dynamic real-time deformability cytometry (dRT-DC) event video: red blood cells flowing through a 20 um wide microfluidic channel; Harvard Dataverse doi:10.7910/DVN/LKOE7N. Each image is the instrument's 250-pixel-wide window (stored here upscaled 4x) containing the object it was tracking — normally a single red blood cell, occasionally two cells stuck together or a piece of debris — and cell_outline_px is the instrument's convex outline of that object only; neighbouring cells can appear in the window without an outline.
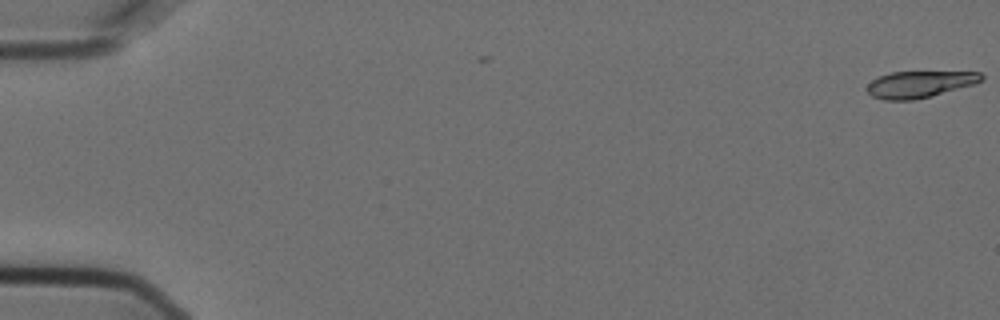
{"species": "Egyptian fruit bat (a non-hibernating species)", "species_latin": "Rousettus aegyptiacus", "temperature_condition": "cold", "stored_images_in_passage": 4, "camera_frame_rate_fps": 3000, "um_per_image_px": 0.085, "animal": {"sex": "female"}, "frame": {"image": 1, "passage_image": 1, "time_ms": 0.0, "image_size_px": [1000, 320], "cell_outline_px": [[984, 80], [976, 84], [932, 96], [912, 100], [884, 100], [872, 96], [868, 92], [868, 84], [872, 80], [880, 76], [892, 72], [980, 72], [984, 76]], "centroid_in_image_um": [78.22, 7.16], "position_along_channel_um": 6.8, "area_um2": 17.74}}